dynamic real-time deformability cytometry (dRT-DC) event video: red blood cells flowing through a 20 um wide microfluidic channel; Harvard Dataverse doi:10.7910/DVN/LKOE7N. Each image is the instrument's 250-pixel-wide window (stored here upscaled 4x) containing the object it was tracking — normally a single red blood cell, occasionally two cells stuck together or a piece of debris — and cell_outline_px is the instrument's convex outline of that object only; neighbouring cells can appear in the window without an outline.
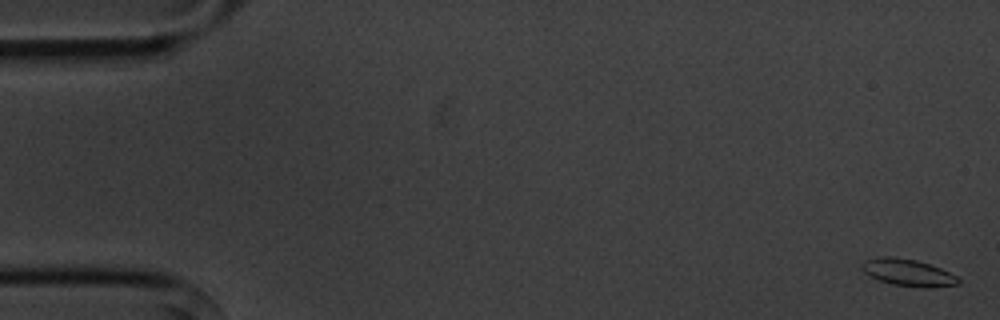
{"species": "common noctule bat (a hibernating species)", "species_latin": "Nyctalus noctula", "temperature_condition": "cold", "stored_images_in_passage": 6, "camera_frame_rate_fps": 3000, "um_per_image_px": 0.085, "animal": {"sex": "male", "body_mass_g": 20.1, "forearm_length_mm": 53.5}, "frame": {"image": 1, "passage_image": 1, "time_ms": 0.0, "image_size_px": [1000, 320], "cell_outline_px": [[960, 284], [924, 288], [892, 284], [868, 276], [860, 268], [860, 264], [864, 260], [880, 256], [892, 256], [916, 260], [940, 268], [956, 276], [960, 280]], "centroid_in_image_um": [77.12, 23.16], "position_along_channel_um": 7.9, "area_um2": 15.2}}
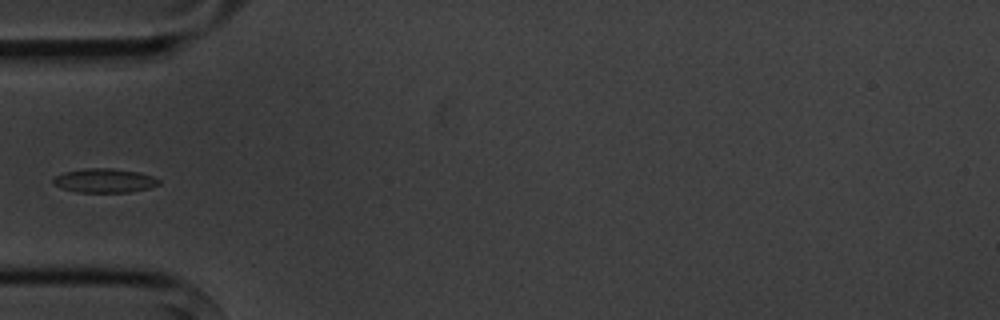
{"frame": {"image": 2, "passage_image": 6, "time_ms": 5.667, "image_size_px": [1000, 320], "cell_outline_px": [[160, 184], [148, 188], [128, 192], [76, 192], [60, 188], [52, 184], [52, 180], [56, 176], [64, 172], [84, 168], [112, 168], [140, 172], [152, 176], [160, 180]], "centroid_in_image_um": [8.85, 15.34], "position_along_channel_um": 76.1, "area_um2": 14.91}}